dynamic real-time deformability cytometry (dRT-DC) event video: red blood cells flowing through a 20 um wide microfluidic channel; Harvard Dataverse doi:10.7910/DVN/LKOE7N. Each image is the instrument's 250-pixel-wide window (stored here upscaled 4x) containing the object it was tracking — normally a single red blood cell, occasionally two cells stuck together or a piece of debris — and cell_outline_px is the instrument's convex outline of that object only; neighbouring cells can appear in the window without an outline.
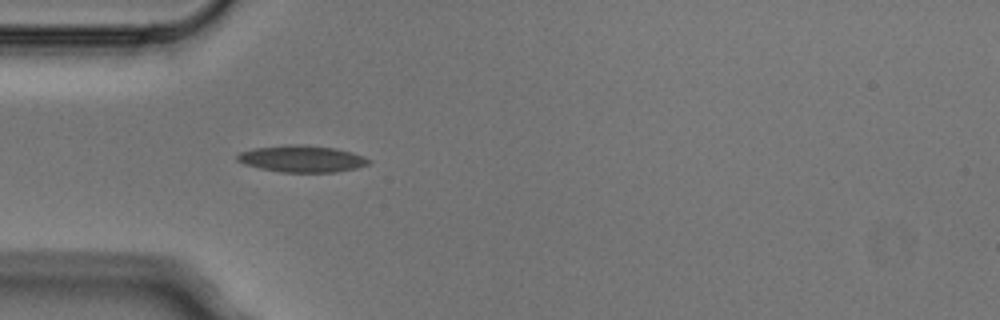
{"species": "Egyptian fruit bat (a non-hibernating species)", "species_latin": "Rousettus aegyptiacus", "temperature_condition": "cold", "stored_images_in_passage": 4, "camera_frame_rate_fps": 3000, "um_per_image_px": 0.085, "animal": {"sex": "male"}, "frame": {"image": 1, "passage_image": 4, "time_ms": 1.0, "image_size_px": [1000, 320], "cell_outline_px": [[372, 160], [368, 164], [356, 168], [336, 172], [280, 172], [260, 168], [244, 164], [236, 160], [236, 156], [240, 152], [252, 148], [288, 144], [300, 144], [332, 148], [352, 152], [364, 156]], "centroid_in_image_um": [25.64, 13.49], "position_along_channel_um": 59.4, "area_um2": 20.52}}